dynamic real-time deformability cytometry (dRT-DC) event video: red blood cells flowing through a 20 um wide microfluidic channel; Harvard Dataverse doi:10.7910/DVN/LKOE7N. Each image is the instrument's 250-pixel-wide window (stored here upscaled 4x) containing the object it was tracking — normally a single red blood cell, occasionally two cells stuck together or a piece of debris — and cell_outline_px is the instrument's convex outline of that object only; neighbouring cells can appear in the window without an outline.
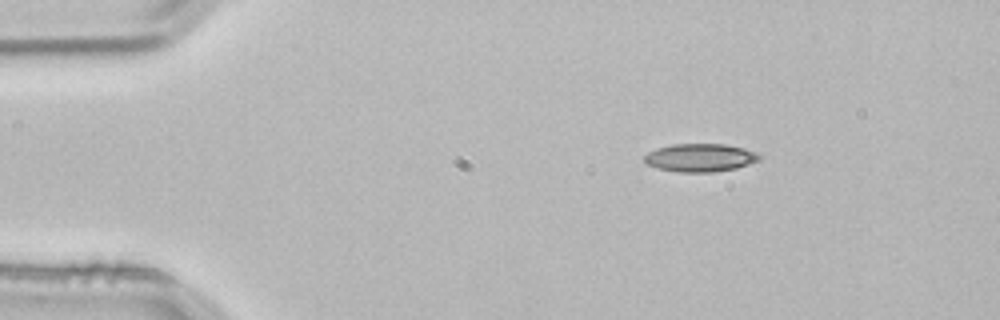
{"species": "common noctule bat (a hibernating species)", "species_latin": "Nyctalus noctula", "temperature_condition": "room temperature", "stored_images_in_passage": 2, "camera_frame_rate_fps": 3000, "um_per_image_px": 0.085, "animal": {"sex": "male", "body_mass_g": 21.5, "forearm_length_mm": 52.0}, "frame": {"image": 1, "passage_image": 1, "time_ms": 0.0, "image_size_px": [1000, 320], "cell_outline_px": [[760, 160], [736, 168], [712, 172], [680, 172], [660, 168], [648, 164], [644, 160], [644, 156], [648, 152], [656, 148], [672, 144], [724, 144], [744, 148], [756, 152], [760, 156]], "centroid_in_image_um": [59.52, 13.39], "position_along_channel_um": 25.5, "area_um2": 18.67}}